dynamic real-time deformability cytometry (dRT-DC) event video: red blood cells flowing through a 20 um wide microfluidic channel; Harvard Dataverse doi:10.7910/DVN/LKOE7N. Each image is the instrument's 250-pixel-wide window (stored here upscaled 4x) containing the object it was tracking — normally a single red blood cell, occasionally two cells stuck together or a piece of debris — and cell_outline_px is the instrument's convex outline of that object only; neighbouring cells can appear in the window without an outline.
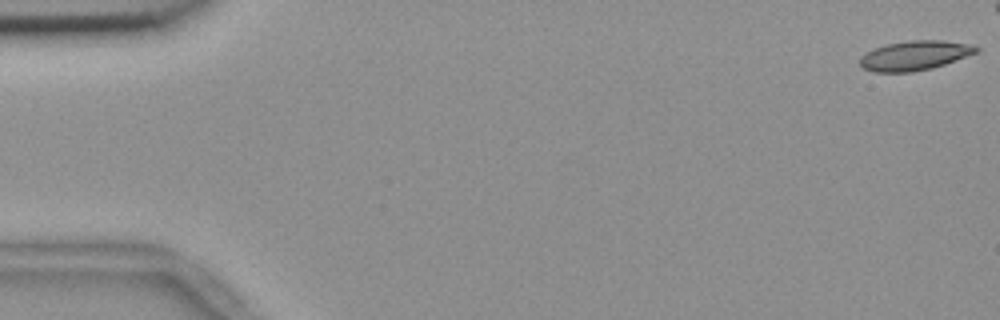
{"species": "common noctule bat (a hibernating species)", "species_latin": "Nyctalus noctula", "temperature_condition": "room temperature", "stored_images_in_passage": 49, "camera_frame_rate_fps": 3000, "um_per_image_px": 0.085, "animal": {"sex": "female", "body_mass_g": 18.4}, "frame": {"image": 1, "passage_image": 1, "time_ms": 0.0, "image_size_px": [1000, 320], "cell_outline_px": [[980, 48], [976, 52], [944, 64], [932, 68], [912, 72], [872, 72], [864, 68], [860, 64], [860, 56], [864, 52], [888, 44], [908, 40], [944, 40], [972, 44]], "centroid_in_image_um": [77.73, 4.71], "position_along_channel_um": 7.3, "area_um2": 19.94}}
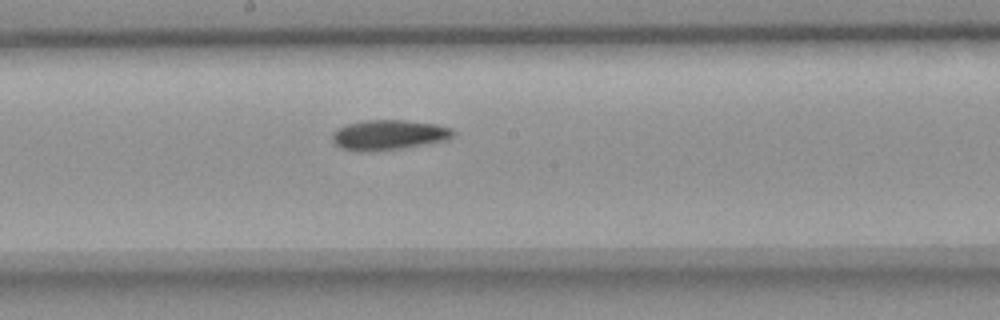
{"frame": {"image": 2, "passage_image": 30, "time_ms": 9.667, "image_size_px": [1000, 320], "cell_outline_px": [[456, 132], [448, 140], [404, 148], [372, 152], [360, 152], [340, 148], [332, 144], [332, 132], [336, 128], [344, 124], [364, 120], [404, 120], [436, 124], [452, 128]], "centroid_in_image_um": [32.99, 11.48], "position_along_channel_um": 215.2, "area_um2": 21.73}}
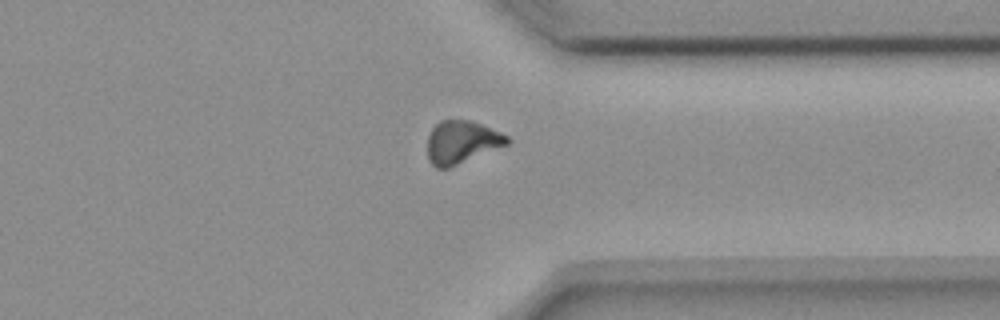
{"frame": {"image": 3, "passage_image": 43, "time_ms": 14.0, "image_size_px": [1000, 320], "cell_outline_px": [[512, 140], [508, 144], [448, 168], [436, 168], [428, 160], [428, 136], [432, 128], [440, 120], [472, 120], [500, 132], [508, 136]], "centroid_in_image_um": [39.24, 12.07], "position_along_channel_um": 372.2, "area_um2": 19.83}, "authors_computed_cell_mechanics": {"area_um2": 20.6346, "velocity_mm_per_s": 3.6733, "shape_relaxation_time_tau1_ms": null, "shape_relaxation_time_tau2_ms": 7.1261, "deformation_change_tau1": null, "deformation_change_tau2": 0.1432}}